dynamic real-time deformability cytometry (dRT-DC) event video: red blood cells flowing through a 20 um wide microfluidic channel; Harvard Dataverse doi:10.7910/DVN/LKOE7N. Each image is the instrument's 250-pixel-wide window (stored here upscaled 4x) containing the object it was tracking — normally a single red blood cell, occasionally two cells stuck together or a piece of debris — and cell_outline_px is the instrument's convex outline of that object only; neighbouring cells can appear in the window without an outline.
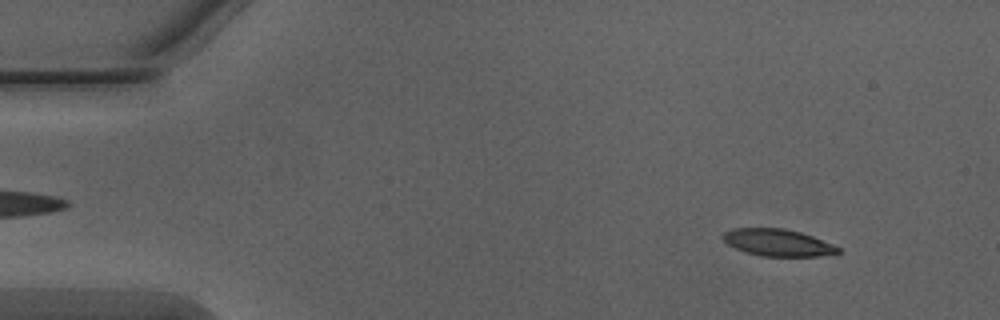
{"species": "Egyptian fruit bat (a non-hibernating species)", "species_latin": "Rousettus aegyptiacus", "temperature_condition": "warm", "stored_images_in_passage": 50, "camera_frame_rate_fps": 3000, "um_per_image_px": 0.085, "animal": {"sex": "male"}, "frame": {"image": 1, "passage_image": 5, "time_ms": 1.333, "image_size_px": [1000, 320], "cell_outline_px": [[840, 252], [820, 256], [760, 256], [736, 248], [728, 244], [720, 236], [724, 232], [732, 228], [784, 228], [800, 232], [812, 236], [832, 244], [840, 248]], "centroid_in_image_um": [66.09, 20.61], "position_along_channel_um": 18.9, "area_um2": 17.98}}
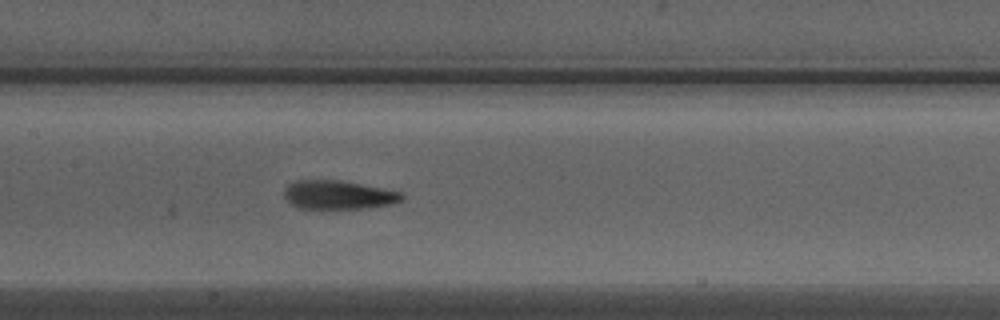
{"frame": {"image": 2, "passage_image": 24, "time_ms": 7.667, "image_size_px": [1000, 320], "cell_outline_px": [[404, 200], [392, 204], [364, 208], [300, 208], [292, 204], [284, 196], [284, 188], [288, 184], [296, 180], [340, 180], [384, 188], [404, 192]], "centroid_in_image_um": [28.8, 16.55], "position_along_channel_um": 178.6, "area_um2": 19.77}}
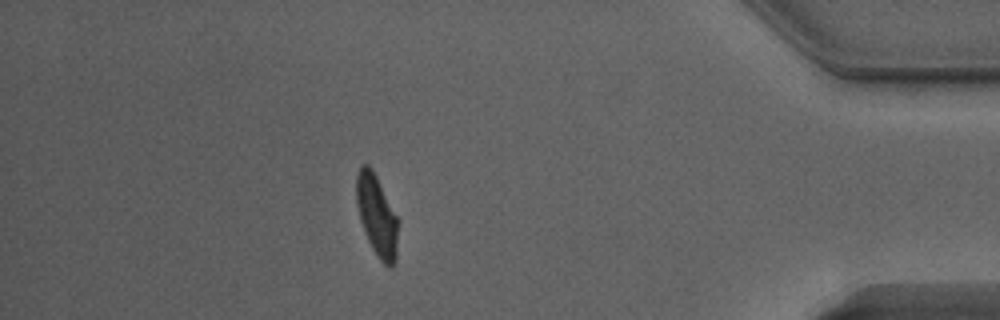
{"frame": {"image": 3, "passage_image": 44, "time_ms": 14.333, "image_size_px": [1000, 320], "cell_outline_px": [[400, 220], [396, 260], [392, 268], [388, 268], [376, 256], [364, 232], [360, 220], [356, 204], [356, 176], [360, 164], [368, 164], [372, 168]], "centroid_in_image_um": [32.06, 18.34], "position_along_channel_um": 403.1, "area_um2": 20.4}, "authors_computed_cell_mechanics": {"area_um2": 19.652, "velocity_mm_per_s": 4.056, "shape_relaxation_time_tau1_ms": 5.2091, "shape_relaxation_time_tau2_ms": 2.0309, "deformation_change_tau1": 0.2141, "deformation_change_tau2": 0.0784}}